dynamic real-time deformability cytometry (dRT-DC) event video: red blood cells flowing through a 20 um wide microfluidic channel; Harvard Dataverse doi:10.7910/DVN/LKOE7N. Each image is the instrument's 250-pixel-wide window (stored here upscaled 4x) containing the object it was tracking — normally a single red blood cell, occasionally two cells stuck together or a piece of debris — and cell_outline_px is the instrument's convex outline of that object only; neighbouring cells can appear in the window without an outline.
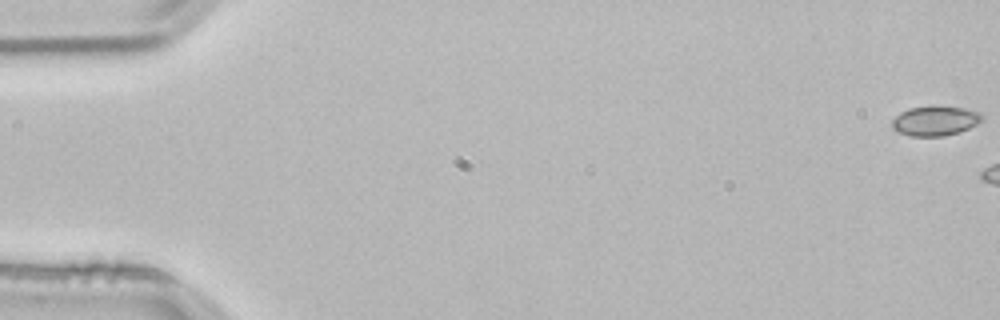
{"species": "common noctule bat (a hibernating species)", "species_latin": "Nyctalus noctula", "temperature_condition": "room temperature", "stored_images_in_passage": 7, "camera_frame_rate_fps": 3000, "um_per_image_px": 0.085, "animal": {"sex": "male", "body_mass_g": 21.5, "forearm_length_mm": 52.0}, "frame": {"image": 1, "passage_image": 1, "time_ms": 0.0, "image_size_px": [1000, 320], "cell_outline_px": [[984, 120], [960, 132], [944, 136], [912, 136], [900, 132], [892, 128], [892, 120], [900, 112], [908, 108], [964, 108], [980, 112], [984, 116]], "centroid_in_image_um": [79.51, 10.3], "position_along_channel_um": 5.5, "area_um2": 15.14}}